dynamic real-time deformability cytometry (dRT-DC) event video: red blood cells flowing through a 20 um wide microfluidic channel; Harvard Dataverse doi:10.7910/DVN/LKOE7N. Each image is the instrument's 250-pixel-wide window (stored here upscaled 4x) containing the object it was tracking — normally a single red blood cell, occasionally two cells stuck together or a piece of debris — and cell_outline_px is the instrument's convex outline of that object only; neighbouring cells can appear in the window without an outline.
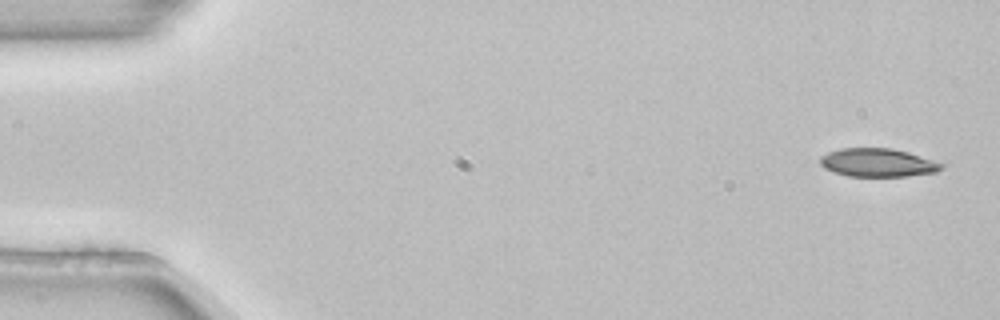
{"species": "common noctule bat (a hibernating species)", "species_latin": "Nyctalus noctula", "temperature_condition": "room temperature", "stored_images_in_passage": 4, "camera_frame_rate_fps": 3000, "um_per_image_px": 0.085, "animal": {"sex": "female", "body_mass_g": 22.7, "forearm_length_mm": 54.2}, "frame": {"image": 1, "passage_image": 1, "time_ms": 0.0, "image_size_px": [1000, 320], "cell_outline_px": [[944, 168], [936, 172], [908, 176], [848, 176], [832, 172], [824, 168], [820, 164], [820, 156], [828, 152], [840, 148], [892, 148], [908, 152], [944, 164]], "centroid_in_image_um": [74.58, 13.82], "position_along_channel_um": 10.4, "area_um2": 20.11}}